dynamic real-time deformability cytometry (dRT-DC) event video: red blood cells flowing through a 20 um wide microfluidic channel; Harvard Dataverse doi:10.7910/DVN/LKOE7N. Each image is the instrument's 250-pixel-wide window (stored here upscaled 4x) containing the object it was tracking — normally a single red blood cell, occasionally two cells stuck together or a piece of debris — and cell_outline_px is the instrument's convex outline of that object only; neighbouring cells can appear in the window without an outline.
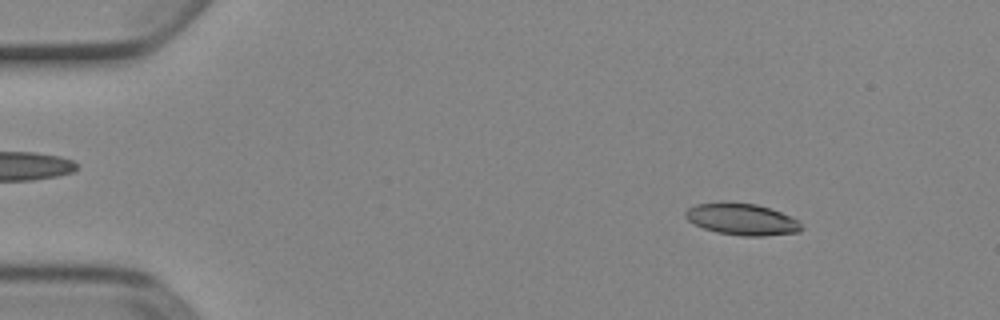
{"species": "Egyptian fruit bat (a non-hibernating species)", "species_latin": "Rousettus aegyptiacus", "temperature_condition": "cold", "stored_images_in_passage": 52, "camera_frame_rate_fps": 3000, "um_per_image_px": 0.085, "animal": {"sex": "female"}, "frame": {"image": 1, "passage_image": 7, "time_ms": 2.0, "image_size_px": [1000, 320], "cell_outline_px": [[804, 228], [800, 232], [764, 236], [744, 236], [716, 232], [692, 224], [684, 216], [684, 212], [688, 208], [696, 204], [724, 200], [728, 200], [756, 204], [780, 212], [800, 220]], "centroid_in_image_um": [63.05, 18.62], "position_along_channel_um": 22.0, "area_um2": 21.96}}
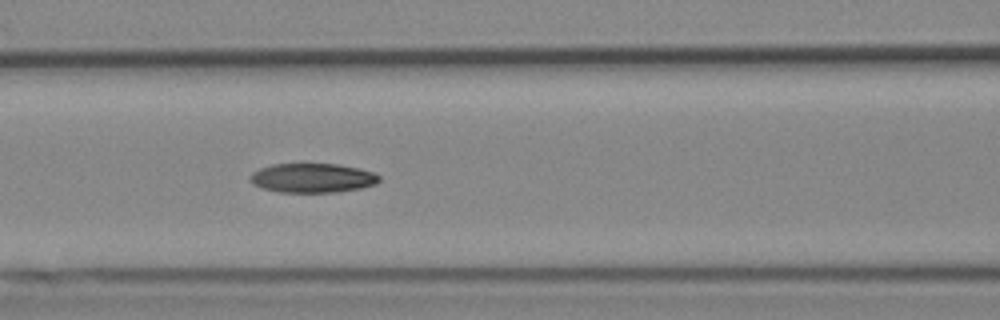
{"frame": {"image": 2, "passage_image": 23, "time_ms": 7.333, "image_size_px": [1000, 320], "cell_outline_px": [[380, 180], [376, 184], [360, 188], [336, 192], [280, 192], [264, 188], [252, 184], [248, 180], [252, 172], [260, 168], [272, 164], [336, 164], [356, 168], [372, 172], [380, 176]], "centroid_in_image_um": [26.53, 15.13], "position_along_channel_um": 140.1, "area_um2": 21.91}}
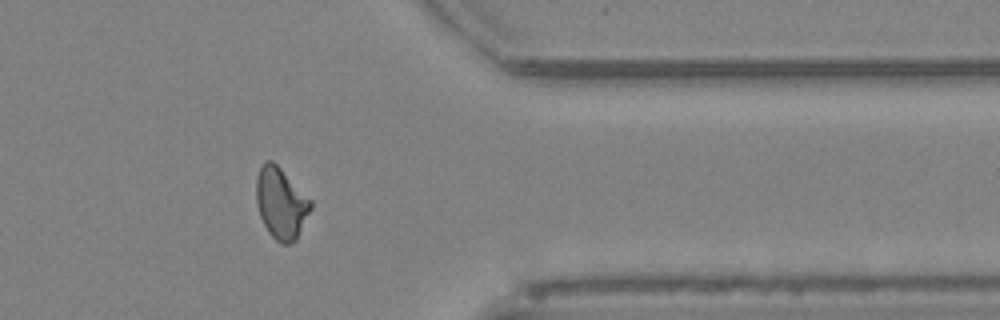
{"frame": {"image": 3, "passage_image": 43, "time_ms": 14.0, "image_size_px": [1000, 320], "cell_outline_px": [[312, 208], [296, 240], [288, 244], [280, 244], [268, 232], [260, 216], [256, 204], [256, 176], [264, 160], [272, 160], [312, 200]], "centroid_in_image_um": [23.88, 17.28], "position_along_channel_um": 387.5, "area_um2": 22.66}, "authors_computed_cell_mechanics": {"area_um2": 21.9351, "velocity_mm_per_s": 3.8872, "shape_relaxation_time_tau1_ms": 9.9621, "shape_relaxation_time_tau2_ms": 6.9667, "deformation_change_tau1": 0.2344, "deformation_change_tau2": 0.1233}}